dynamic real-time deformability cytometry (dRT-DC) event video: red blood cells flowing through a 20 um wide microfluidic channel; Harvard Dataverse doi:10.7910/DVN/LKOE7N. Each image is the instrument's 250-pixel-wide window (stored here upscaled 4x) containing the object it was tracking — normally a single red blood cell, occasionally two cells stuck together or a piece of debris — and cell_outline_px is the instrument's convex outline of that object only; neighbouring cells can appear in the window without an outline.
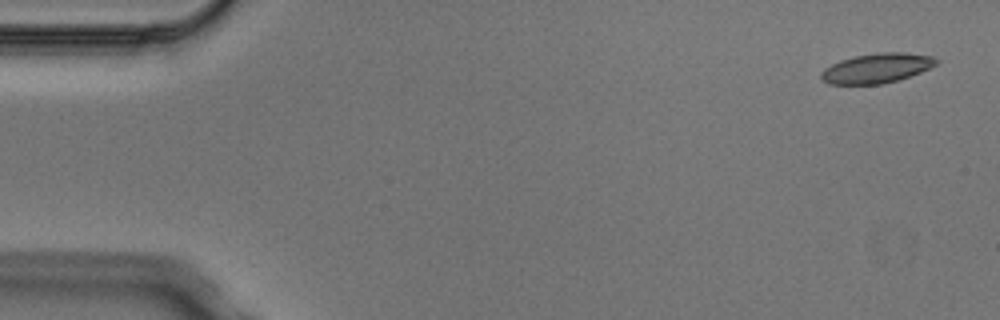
{"species": "Egyptian fruit bat (a non-hibernating species)", "species_latin": "Rousettus aegyptiacus", "temperature_condition": "cold", "stored_images_in_passage": 7, "camera_frame_rate_fps": 3000, "um_per_image_px": 0.085, "animal": {"sex": "male"}, "frame": {"image": 1, "passage_image": 1, "time_ms": 0.0, "image_size_px": [1000, 320], "cell_outline_px": [[940, 60], [936, 64], [920, 72], [884, 84], [828, 84], [820, 76], [820, 72], [824, 68], [840, 60], [856, 56], [880, 52], [904, 52], [932, 56]], "centroid_in_image_um": [74.51, 5.79], "position_along_channel_um": 10.5, "area_um2": 19.77}}
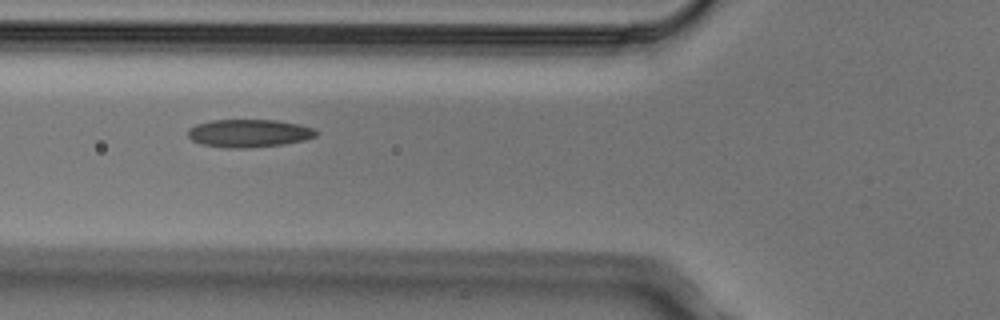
{"frame": {"image": 2, "passage_image": 5, "time_ms": 1.333, "image_size_px": [1000, 320], "cell_outline_px": [[320, 132], [316, 136], [304, 140], [284, 144], [248, 148], [224, 148], [200, 144], [192, 140], [188, 136], [188, 128], [196, 124], [212, 120], [276, 120], [300, 124], [312, 128]], "centroid_in_image_um": [21.15, 11.33], "position_along_channel_um": 104.6, "area_um2": 21.04}}
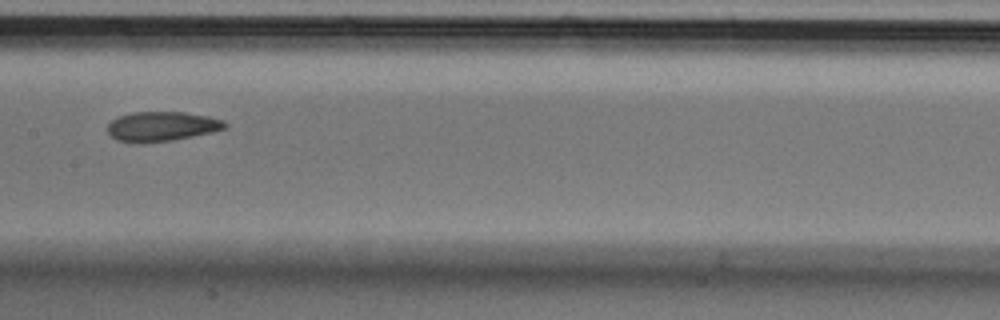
{"frame": {"image": 3, "passage_image": 7, "time_ms": 2.0, "image_size_px": [1000, 320], "cell_outline_px": [[228, 128], [212, 132], [172, 140], [140, 144], [136, 144], [116, 140], [108, 132], [108, 124], [112, 120], [120, 116], [132, 112], [184, 112], [208, 116], [224, 120], [228, 124]], "centroid_in_image_um": [13.76, 10.75], "position_along_channel_um": 193.6, "area_um2": 20.46}}